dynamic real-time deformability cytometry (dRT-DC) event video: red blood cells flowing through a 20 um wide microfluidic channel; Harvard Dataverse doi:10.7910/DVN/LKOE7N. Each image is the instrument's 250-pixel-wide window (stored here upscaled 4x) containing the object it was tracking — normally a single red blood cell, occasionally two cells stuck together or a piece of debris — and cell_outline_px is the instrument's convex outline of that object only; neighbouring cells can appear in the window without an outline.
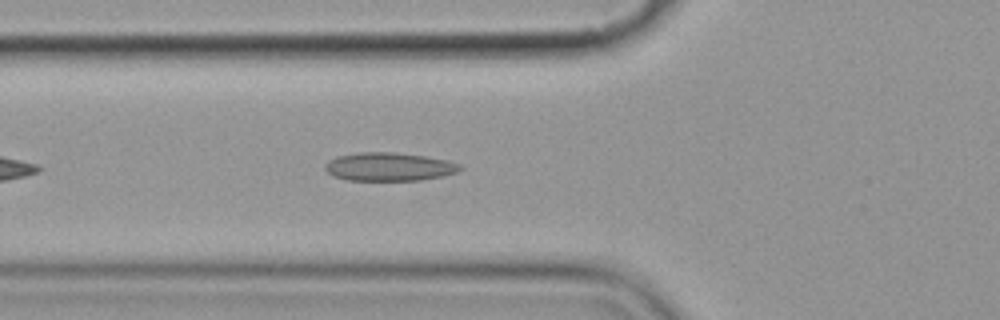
{"species": "common noctule bat (a hibernating species)", "species_latin": "Nyctalus noctula", "temperature_condition": "cold", "stored_images_in_passage": 5, "camera_frame_rate_fps": 3000, "um_per_image_px": 0.085, "animal": {"sex": "female", "body_mass_g": 19.9}, "frame": {"image": 1, "passage_image": 5, "time_ms": 4.667, "image_size_px": [1000, 320], "cell_outline_px": [[464, 168], [456, 172], [440, 176], [420, 180], [348, 180], [332, 176], [324, 168], [324, 164], [328, 160], [336, 156], [360, 152], [396, 152], [424, 156], [448, 160], [460, 164]], "centroid_in_image_um": [33.04, 14.16], "position_along_channel_um": 92.8, "area_um2": 22.37}}